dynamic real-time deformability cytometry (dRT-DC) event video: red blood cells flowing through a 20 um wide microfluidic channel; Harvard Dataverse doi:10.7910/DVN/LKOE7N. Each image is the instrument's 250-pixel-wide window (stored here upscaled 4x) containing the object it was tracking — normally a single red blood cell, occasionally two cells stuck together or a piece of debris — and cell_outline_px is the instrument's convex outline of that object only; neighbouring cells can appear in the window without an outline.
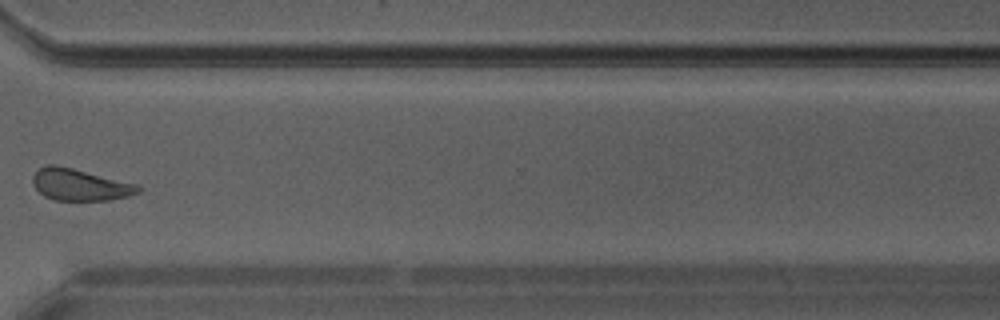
{"species": "Egyptian fruit bat (a non-hibernating species)", "species_latin": "Rousettus aegyptiacus", "temperature_condition": "warm", "stored_images_in_passage": 33, "camera_frame_rate_fps": 3000, "um_per_image_px": 0.085, "animal": {"sex": "male"}, "frame": {"image": 1, "passage_image": 24, "time_ms": 7.667, "image_size_px": [1000, 320], "cell_outline_px": [[144, 188], [140, 192], [128, 196], [108, 200], [52, 200], [44, 196], [32, 184], [32, 176], [40, 168], [48, 164], [56, 164], [140, 184]], "centroid_in_image_um": [6.83, 15.7], "position_along_channel_um": 363.8, "area_um2": 19.77}}